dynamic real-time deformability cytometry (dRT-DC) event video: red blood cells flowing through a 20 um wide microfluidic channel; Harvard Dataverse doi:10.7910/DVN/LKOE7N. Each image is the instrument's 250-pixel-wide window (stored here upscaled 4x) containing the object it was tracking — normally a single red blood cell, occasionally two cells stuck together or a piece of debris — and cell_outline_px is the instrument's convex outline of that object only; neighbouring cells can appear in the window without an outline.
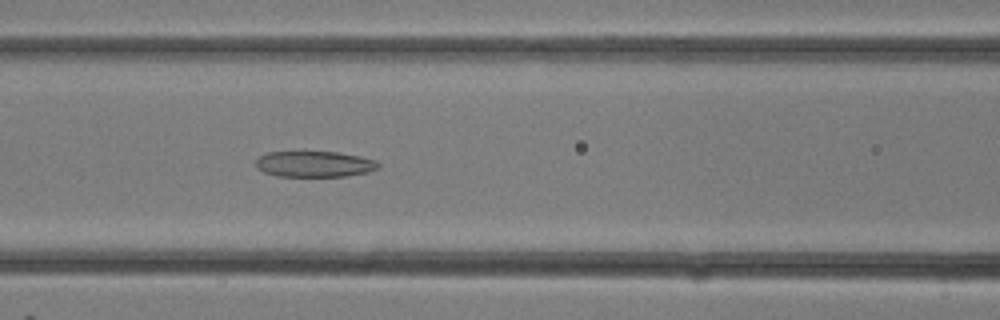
{"species": "common noctule bat (a hibernating species)", "species_latin": "Nyctalus noctula", "temperature_condition": "room temperature", "stored_images_in_passage": 14, "camera_frame_rate_fps": 3000, "um_per_image_px": 0.085, "animal": {"sex": "female"}, "frame": {"image": 1, "passage_image": 14, "time_ms": 4.333, "image_size_px": [1000, 320], "cell_outline_px": [[380, 168], [368, 172], [348, 176], [276, 176], [264, 172], [256, 168], [256, 160], [260, 156], [268, 152], [340, 152], [360, 156], [376, 160], [380, 164]], "centroid_in_image_um": [26.76, 13.95], "position_along_channel_um": 139.8, "area_um2": 18.61}}